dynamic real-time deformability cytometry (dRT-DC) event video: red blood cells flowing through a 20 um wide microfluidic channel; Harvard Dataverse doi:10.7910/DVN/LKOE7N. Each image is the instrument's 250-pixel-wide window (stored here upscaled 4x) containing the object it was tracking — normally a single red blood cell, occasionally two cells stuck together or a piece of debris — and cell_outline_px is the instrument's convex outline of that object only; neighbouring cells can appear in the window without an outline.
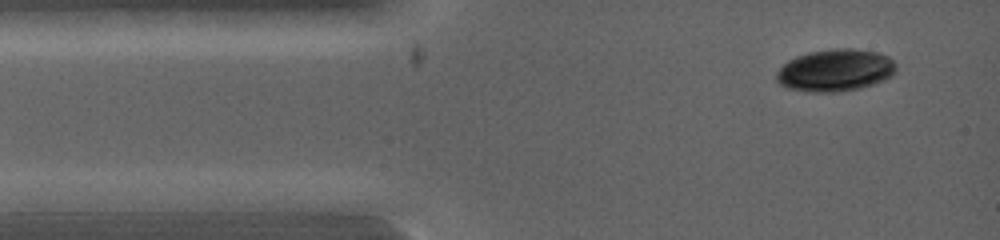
{"species": "common noctule bat (a hibernating species)", "species_latin": "Nyctalus noctula", "temperature_condition": "warm", "stored_images_in_passage": 8, "camera_frame_rate_fps": 5000, "um_per_image_px": 0.085, "animal": {"sex": "female", "body_mass_g": 19.0, "forearm_length_mm": 53.3}, "frame": {"image": 1, "passage_image": 2, "time_ms": 0.2, "image_size_px": [1000, 240], "cell_outline_px": [[896, 72], [892, 76], [884, 80], [872, 84], [856, 88], [836, 92], [808, 92], [788, 88], [780, 84], [776, 80], [776, 72], [788, 60], [796, 56], [812, 52], [836, 48], [852, 48], [876, 52], [888, 56], [896, 64]], "centroid_in_image_um": [71.0, 5.97], "position_along_channel_um": 14.0, "area_um2": 29.3}}
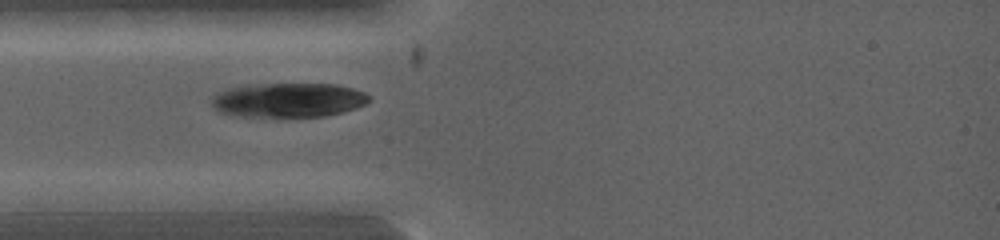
{"frame": {"image": 2, "passage_image": 7, "time_ms": 1.8, "image_size_px": [1000, 240], "cell_outline_px": [[372, 100], [356, 108], [344, 112], [324, 116], [240, 116], [216, 112], [212, 108], [212, 96], [228, 88], [248, 84], [336, 84], [352, 88], [364, 92]], "centroid_in_image_um": [24.49, 8.5], "position_along_channel_um": 60.5, "area_um2": 31.62}}